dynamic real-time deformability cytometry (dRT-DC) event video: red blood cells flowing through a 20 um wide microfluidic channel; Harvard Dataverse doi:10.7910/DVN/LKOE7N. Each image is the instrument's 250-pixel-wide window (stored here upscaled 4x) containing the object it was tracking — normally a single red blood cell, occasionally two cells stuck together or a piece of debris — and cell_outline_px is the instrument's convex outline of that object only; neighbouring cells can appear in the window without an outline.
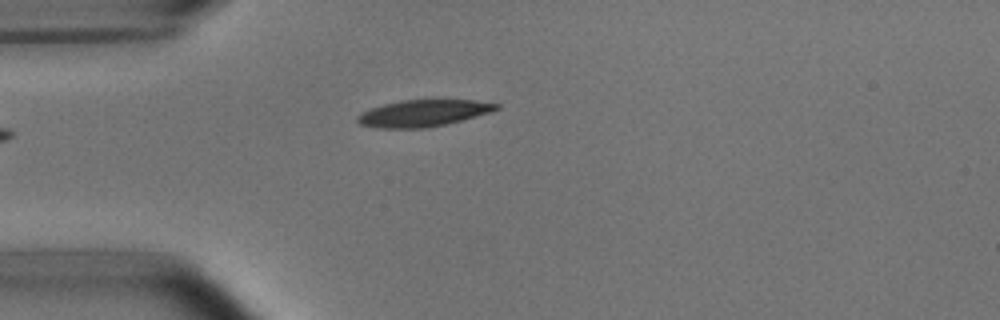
{"species": "common noctule bat (a hibernating species)", "species_latin": "Nyctalus noctula", "temperature_condition": "room temperature", "stored_images_in_passage": 5, "camera_frame_rate_fps": 3000, "um_per_image_px": 0.085, "animal": {"sex": "male", "body_mass_g": 15.6}, "frame": {"image": 1, "passage_image": 5, "time_ms": 4.333, "image_size_px": [1000, 320], "cell_outline_px": [[500, 108], [488, 112], [460, 120], [444, 124], [424, 128], [376, 128], [360, 124], [356, 120], [356, 116], [360, 112], [384, 104], [400, 100], [476, 100], [500, 104]], "centroid_in_image_um": [35.92, 9.61], "position_along_channel_um": 49.1, "area_um2": 21.39}}